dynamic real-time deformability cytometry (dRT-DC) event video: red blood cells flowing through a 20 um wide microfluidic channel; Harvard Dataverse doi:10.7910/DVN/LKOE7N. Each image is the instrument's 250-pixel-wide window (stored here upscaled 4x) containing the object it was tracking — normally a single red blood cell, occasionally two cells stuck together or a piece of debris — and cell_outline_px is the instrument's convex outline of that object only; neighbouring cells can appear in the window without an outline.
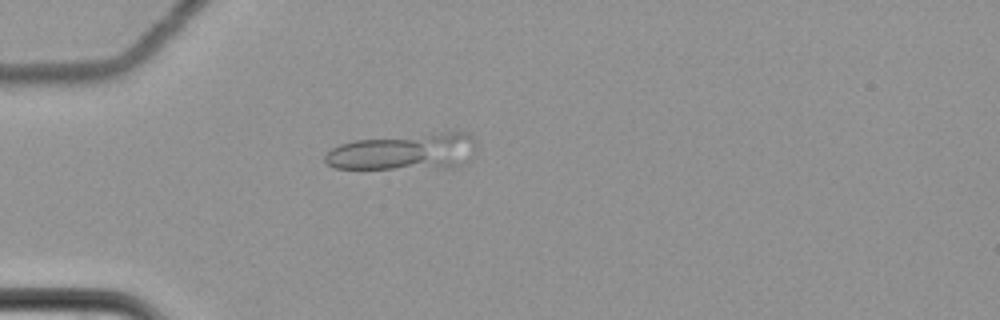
{"species": "common noctule bat (a hibernating species)", "species_latin": "Nyctalus noctula", "temperature_condition": "cold", "stored_images_in_passage": 7, "segment_of_instrument_passage": [1, 2], "camera_frame_rate_fps": 3000, "um_per_image_px": 0.085, "animal": {"sex": "female", "body_mass_g": 22.7, "forearm_length_mm": 54.2}, "frame": {"image": 1, "passage_image": 1, "time_ms": 0.0, "image_size_px": [1000, 320], "cell_outline_px": [[476, 148], [472, 160], [468, 164], [456, 168], [336, 168], [328, 164], [324, 160], [324, 156], [332, 148], [340, 144], [356, 140], [440, 132], [468, 132], [476, 140]], "centroid_in_image_um": [34.48, 12.9], "position_along_channel_um": 50.5, "area_um2": 32.71}}
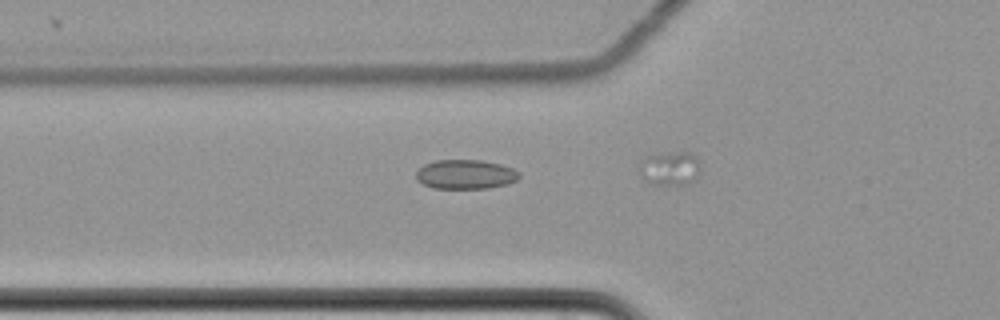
{"frame": {"image": 2, "passage_image": 5, "time_ms": 1.333, "image_size_px": [1000, 320], "cell_outline_px": [[520, 176], [516, 180], [508, 184], [488, 188], [432, 188], [416, 180], [416, 172], [424, 164], [436, 160], [480, 160], [500, 164], [512, 168], [520, 172]], "centroid_in_image_um": [39.57, 14.82], "position_along_channel_um": 86.2, "area_um2": 17.63}}